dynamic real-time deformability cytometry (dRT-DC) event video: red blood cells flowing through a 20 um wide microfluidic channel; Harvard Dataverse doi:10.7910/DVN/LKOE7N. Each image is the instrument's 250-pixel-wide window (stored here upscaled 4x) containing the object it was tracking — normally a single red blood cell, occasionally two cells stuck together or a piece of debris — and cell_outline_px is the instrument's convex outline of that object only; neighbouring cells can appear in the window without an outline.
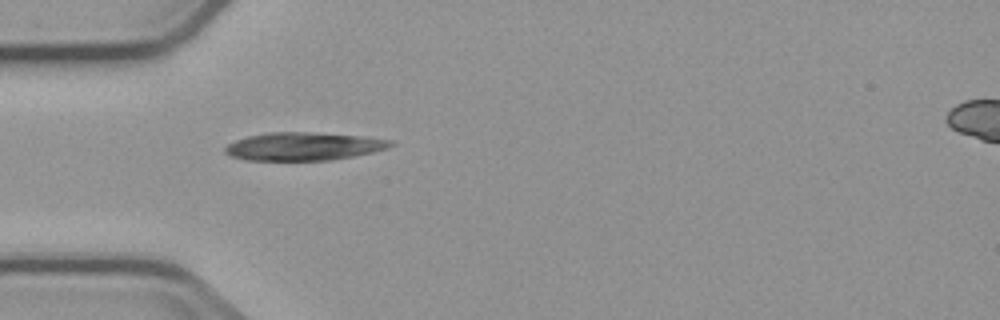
{"species": "common noctule bat (a hibernating species)", "species_latin": "Nyctalus noctula", "temperature_condition": "cold", "stored_images_in_passage": 5, "camera_frame_rate_fps": 3000, "um_per_image_px": 0.085, "animal": {"sex": "male", "body_mass_g": 23.1, "forearm_length_mm": 52.7}, "frame": {"image": 1, "passage_image": 5, "time_ms": 5.667, "image_size_px": [1000, 320], "cell_outline_px": [[396, 144], [388, 148], [372, 152], [352, 156], [328, 160], [244, 160], [232, 156], [224, 152], [224, 148], [228, 144], [236, 140], [248, 136], [268, 132], [308, 132], [360, 136], [392, 140]], "centroid_in_image_um": [25.79, 12.44], "position_along_channel_um": 59.2, "area_um2": 26.88}}